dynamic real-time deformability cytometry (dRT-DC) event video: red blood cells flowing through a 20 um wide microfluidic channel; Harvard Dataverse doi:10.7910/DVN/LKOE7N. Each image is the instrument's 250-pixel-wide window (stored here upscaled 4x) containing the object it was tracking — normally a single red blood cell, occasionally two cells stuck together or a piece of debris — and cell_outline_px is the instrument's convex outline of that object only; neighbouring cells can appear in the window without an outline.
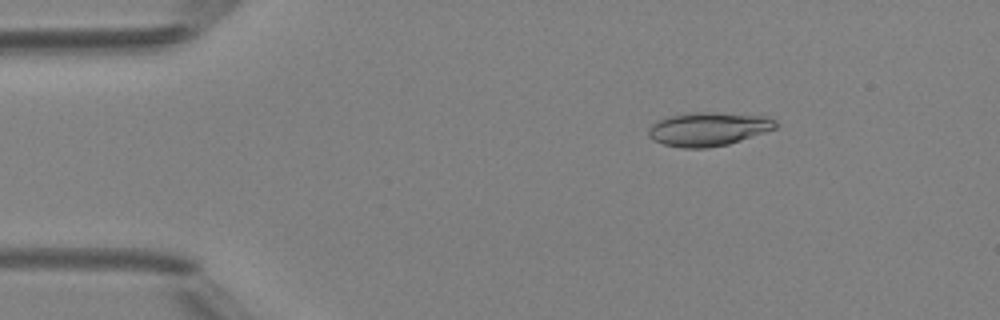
{"species": "Egyptian fruit bat (a non-hibernating species)", "species_latin": "Rousettus aegyptiacus", "temperature_condition": "room temperature", "stored_images_in_passage": 49, "camera_frame_rate_fps": 3000, "um_per_image_px": 0.085, "animal": {"sex": "female"}, "frame": {"image": 1, "passage_image": 8, "time_ms": 2.333, "image_size_px": [1000, 320], "cell_outline_px": [[780, 124], [776, 128], [728, 144], [708, 148], [684, 148], [664, 144], [652, 140], [648, 136], [648, 128], [656, 120], [664, 116], [692, 112], [764, 112], [776, 120]], "centroid_in_image_um": [60.29, 10.91], "position_along_channel_um": 24.7, "area_um2": 26.07}}
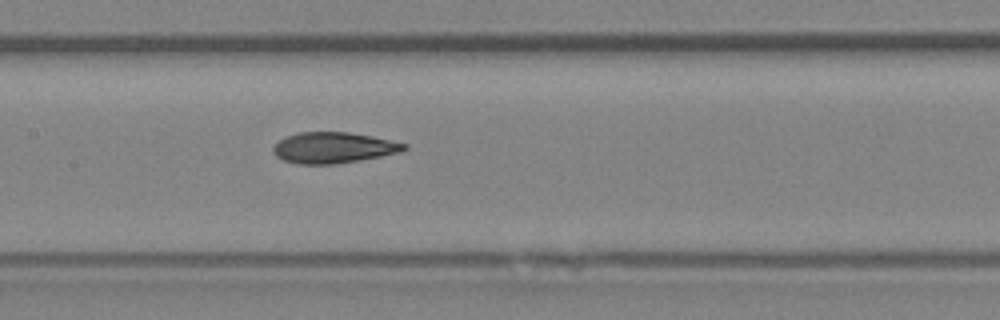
{"frame": {"image": 2, "passage_image": 24, "time_ms": 7.667, "image_size_px": [1000, 320], "cell_outline_px": [[408, 148], [400, 152], [360, 160], [336, 164], [300, 164], [284, 160], [276, 156], [272, 152], [272, 148], [280, 140], [288, 136], [300, 132], [348, 132], [372, 136], [408, 144]], "centroid_in_image_um": [28.35, 12.55], "position_along_channel_um": 179.0, "area_um2": 23.47}}
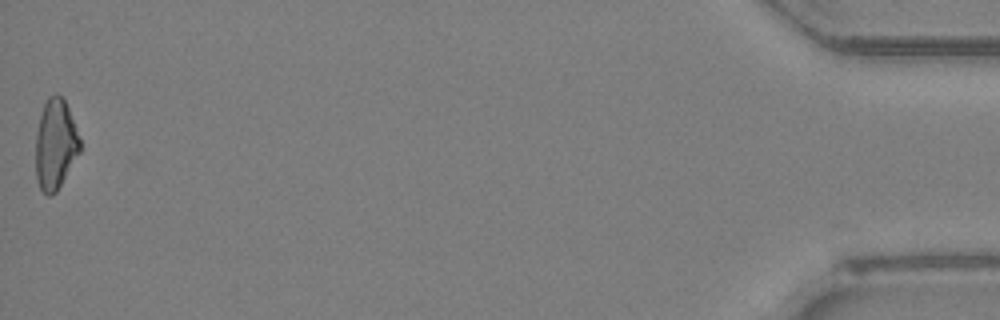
{"frame": {"image": 3, "passage_image": 49, "time_ms": 16.0, "image_size_px": [1000, 320], "cell_outline_px": [[80, 152], [56, 192], [52, 196], [48, 196], [40, 188], [36, 180], [36, 132], [40, 116], [44, 104], [48, 96], [56, 92], [64, 100], [68, 108], [80, 140]], "centroid_in_image_um": [4.69, 12.28], "position_along_channel_um": 430.5, "area_um2": 23.12}, "authors_computed_cell_mechanics": {"area_um2": 23.6402, "velocity_mm_per_s": 4.2295, "shape_relaxation_time_tau1_ms": null, "shape_relaxation_time_tau2_ms": 1.7528, "deformation_change_tau1": null, "deformation_change_tau2": 0.0799}}